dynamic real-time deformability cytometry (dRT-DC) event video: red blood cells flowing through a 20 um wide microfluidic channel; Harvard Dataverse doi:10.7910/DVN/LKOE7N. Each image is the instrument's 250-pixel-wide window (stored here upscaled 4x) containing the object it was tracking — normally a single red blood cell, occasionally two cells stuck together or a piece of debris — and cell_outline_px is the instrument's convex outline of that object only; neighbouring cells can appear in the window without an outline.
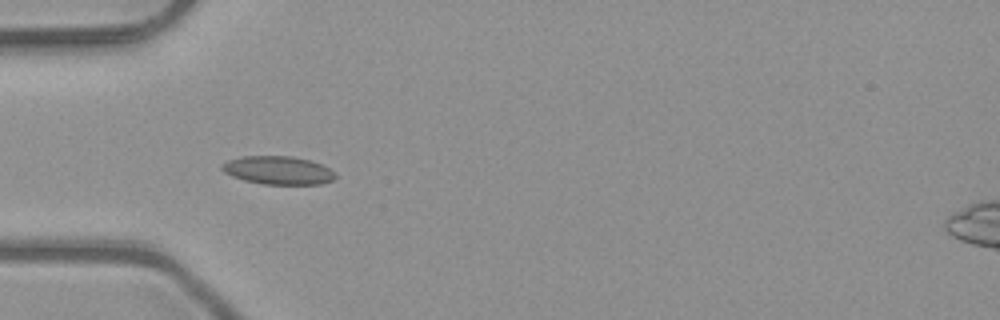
{"species": "common noctule bat (a hibernating species)", "species_latin": "Nyctalus noctula", "temperature_condition": "room temperature", "stored_images_in_passage": 4, "camera_frame_rate_fps": 3000, "um_per_image_px": 0.085, "animal": {"sex": "male", "body_mass_g": 23.1, "forearm_length_mm": 52.7}, "frame": {"image": 1, "passage_image": 4, "time_ms": 1.0, "image_size_px": [1000, 320], "cell_outline_px": [[336, 176], [332, 180], [320, 184], [264, 184], [244, 180], [232, 176], [224, 172], [220, 168], [220, 164], [228, 160], [240, 156], [292, 156], [308, 160], [320, 164], [336, 172]], "centroid_in_image_um": [23.6, 14.47], "position_along_channel_um": 61.4, "area_um2": 18.67}}